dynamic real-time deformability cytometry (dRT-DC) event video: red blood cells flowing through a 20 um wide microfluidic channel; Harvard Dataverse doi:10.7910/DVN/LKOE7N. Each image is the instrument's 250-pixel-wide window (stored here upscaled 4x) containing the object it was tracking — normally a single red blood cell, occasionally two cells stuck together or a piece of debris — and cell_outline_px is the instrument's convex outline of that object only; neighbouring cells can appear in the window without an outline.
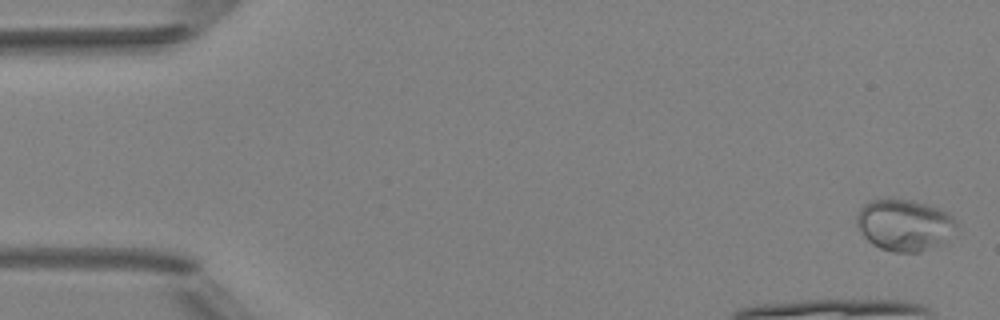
{"species": "Egyptian fruit bat (a non-hibernating species)", "species_latin": "Rousettus aegyptiacus", "temperature_condition": "room temperature", "stored_images_in_passage": 5, "camera_frame_rate_fps": 3000, "um_per_image_px": 0.085, "animal": {"sex": "female"}, "frame": {"image": 1, "passage_image": 1, "time_ms": 0.0, "image_size_px": [1000, 320], "cell_outline_px": [[956, 224], [944, 244], [920, 252], [892, 252], [880, 248], [872, 244], [860, 232], [856, 224], [856, 216], [860, 208], [868, 200], [880, 196], [888, 196], [912, 200], [948, 212], [956, 220]], "centroid_in_image_um": [76.81, 19.09], "position_along_channel_um": 8.2, "area_um2": 30.58}}